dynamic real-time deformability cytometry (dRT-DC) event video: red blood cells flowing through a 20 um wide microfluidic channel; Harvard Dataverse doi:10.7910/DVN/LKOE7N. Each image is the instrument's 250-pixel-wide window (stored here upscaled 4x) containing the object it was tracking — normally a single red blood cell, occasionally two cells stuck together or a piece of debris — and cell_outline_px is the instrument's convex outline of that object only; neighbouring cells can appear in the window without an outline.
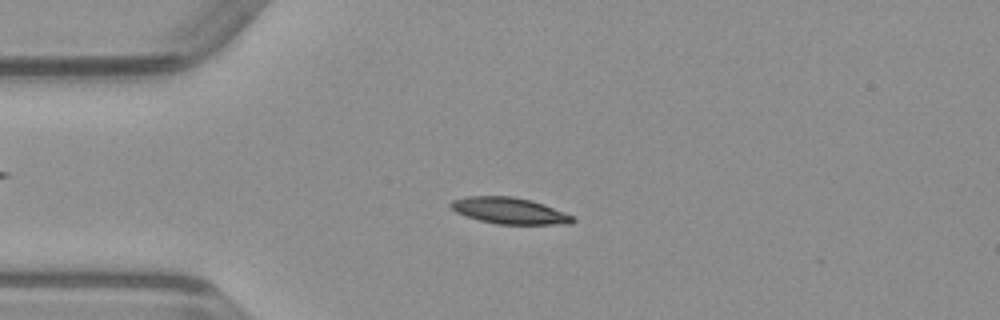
{"species": "common noctule bat (a hibernating species)", "species_latin": "Nyctalus noctula", "temperature_condition": "warm", "stored_images_in_passage": 49, "camera_frame_rate_fps": 3000, "um_per_image_px": 0.085, "animal": {"sex": "male", "body_mass_g": 23.1, "forearm_length_mm": 52.7}, "frame": {"image": 1, "passage_image": 11, "time_ms": 3.333, "image_size_px": [1000, 320], "cell_outline_px": [[576, 220], [572, 224], [496, 224], [480, 220], [456, 212], [448, 204], [452, 200], [468, 196], [512, 196], [532, 200], [544, 204], [576, 216]], "centroid_in_image_um": [43.36, 17.91], "position_along_channel_um": 41.6, "area_um2": 18.84}}
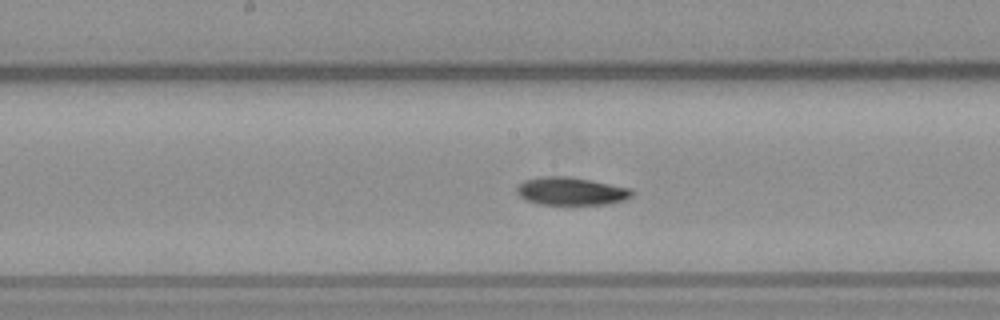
{"frame": {"image": 2, "passage_image": 24, "time_ms": 7.667, "image_size_px": [1000, 320], "cell_outline_px": [[636, 192], [632, 196], [624, 200], [608, 204], [540, 204], [528, 200], [520, 196], [516, 192], [516, 188], [524, 180], [544, 176], [568, 176], [592, 180], [632, 188]], "centroid_in_image_um": [48.6, 16.24], "position_along_channel_um": 199.6, "area_um2": 18.79}}
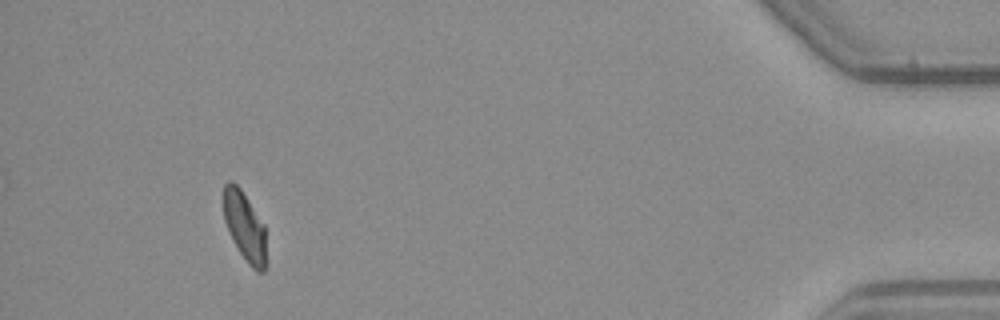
{"frame": {"image": 3, "passage_image": 45, "time_ms": 14.667, "image_size_px": [1000, 320], "cell_outline_px": [[268, 264], [264, 272], [256, 272], [248, 264], [240, 252], [228, 232], [224, 220], [224, 184], [228, 180], [232, 180], [240, 188], [264, 224]], "centroid_in_image_um": [20.84, 19.31], "position_along_channel_um": 414.4, "area_um2": 17.51}}